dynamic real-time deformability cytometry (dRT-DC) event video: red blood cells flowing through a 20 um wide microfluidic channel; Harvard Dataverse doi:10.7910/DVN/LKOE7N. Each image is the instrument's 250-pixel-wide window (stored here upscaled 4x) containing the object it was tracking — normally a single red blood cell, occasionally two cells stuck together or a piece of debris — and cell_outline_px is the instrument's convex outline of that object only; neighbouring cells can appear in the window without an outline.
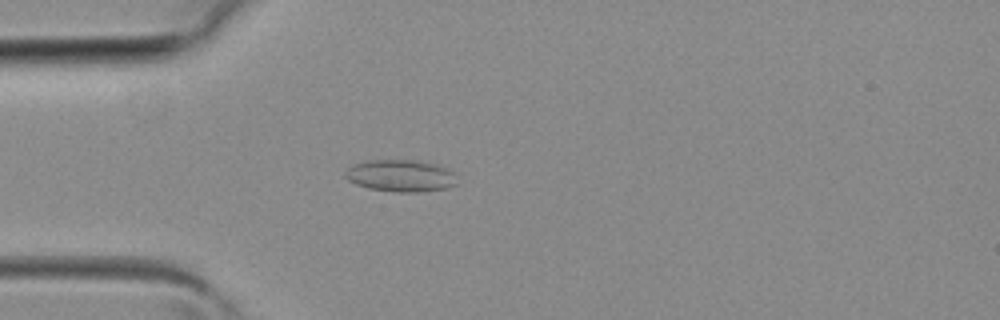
{"species": "common noctule bat (a hibernating species)", "species_latin": "Nyctalus noctula", "temperature_condition": "room temperature", "stored_images_in_passage": 38, "camera_frame_rate_fps": 3000, "um_per_image_px": 0.085, "animal": {"sex": "female", "body_mass_g": 19.3, "forearm_length_mm": 54.1}, "frame": {"image": 1, "passage_image": 10, "time_ms": 3.0, "image_size_px": [1000, 320], "cell_outline_px": [[456, 184], [444, 188], [416, 192], [396, 192], [368, 188], [356, 184], [348, 180], [344, 176], [344, 172], [348, 168], [356, 164], [368, 160], [420, 160], [436, 164], [448, 168], [452, 172]], "centroid_in_image_um": [34.03, 14.93], "position_along_channel_um": 51.0, "area_um2": 20.69}}
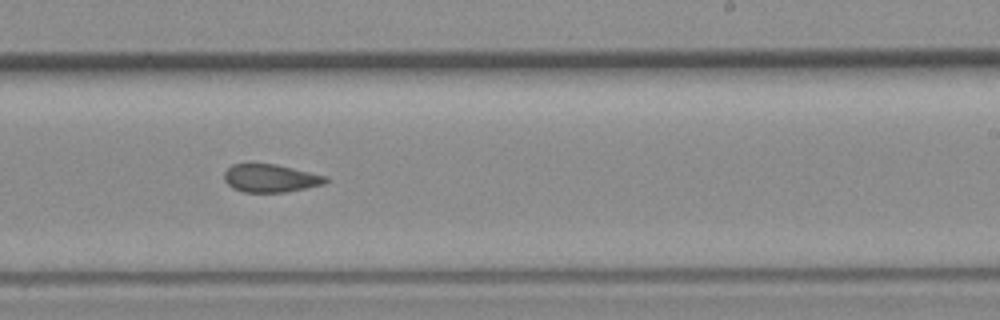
{"frame": {"image": 2, "passage_image": 23, "time_ms": 7.333, "image_size_px": [1000, 320], "cell_outline_px": [[328, 180], [324, 184], [284, 192], [244, 192], [232, 188], [224, 180], [224, 172], [232, 164], [276, 164], [328, 176]], "centroid_in_image_um": [22.99, 15.14], "position_along_channel_um": 266.0, "area_um2": 16.47}}
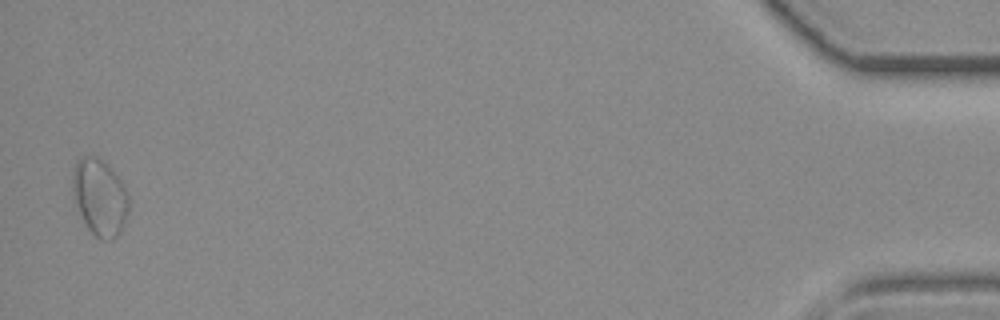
{"frame": {"image": 3, "passage_image": 38, "time_ms": 12.333, "image_size_px": [1000, 320], "cell_outline_px": [[128, 212], [120, 236], [112, 240], [100, 240], [88, 228], [76, 204], [72, 192], [72, 172], [76, 160], [84, 156], [96, 156], [120, 180], [128, 192]], "centroid_in_image_um": [8.48, 16.8], "position_along_channel_um": 426.7, "area_um2": 24.91}}